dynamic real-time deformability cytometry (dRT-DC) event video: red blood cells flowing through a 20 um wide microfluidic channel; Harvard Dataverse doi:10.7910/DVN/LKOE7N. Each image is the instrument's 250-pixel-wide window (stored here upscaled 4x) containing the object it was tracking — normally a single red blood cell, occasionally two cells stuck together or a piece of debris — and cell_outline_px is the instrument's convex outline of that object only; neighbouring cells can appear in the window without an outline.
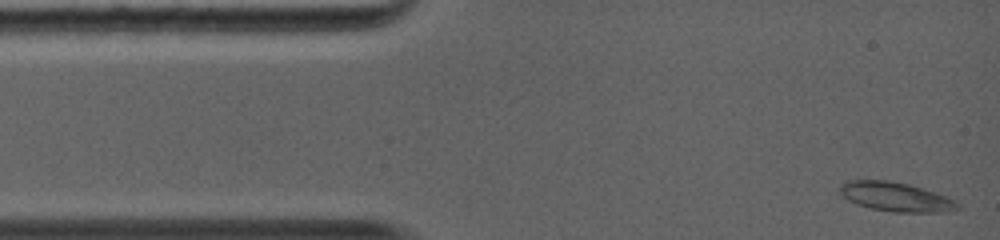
{"species": "common noctule bat (a hibernating species)", "species_latin": "Nyctalus noctula", "temperature_condition": "warm", "stored_images_in_passage": 55, "camera_frame_rate_fps": 5000, "um_per_image_px": 0.085, "animal": {"sex": "female", "body_mass_g": 19.0, "forearm_length_mm": 56.7}, "frame": {"image": 1, "passage_image": 1, "time_ms": 0.0, "image_size_px": [1000, 240], "cell_outline_px": [[960, 208], [944, 212], [892, 212], [872, 208], [856, 204], [848, 200], [840, 192], [840, 184], [848, 180], [888, 180], [908, 184], [944, 196], [960, 204]], "centroid_in_image_um": [76.1, 16.73], "position_along_channel_um": 8.9, "area_um2": 19.71}}
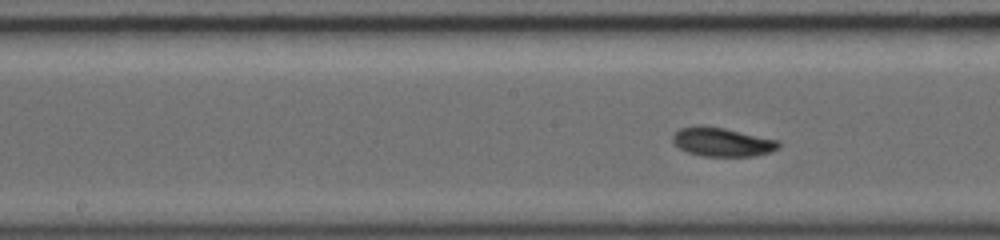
{"frame": {"image": 2, "passage_image": 26, "time_ms": 5.6, "image_size_px": [1000, 240], "cell_outline_px": [[780, 144], [776, 148], [768, 152], [756, 156], [700, 156], [688, 152], [680, 148], [672, 140], [672, 136], [680, 128], [696, 124], [700, 124], [724, 128], [780, 140]], "centroid_in_image_um": [61.36, 12.05], "position_along_channel_um": 186.8, "area_um2": 17.86}}
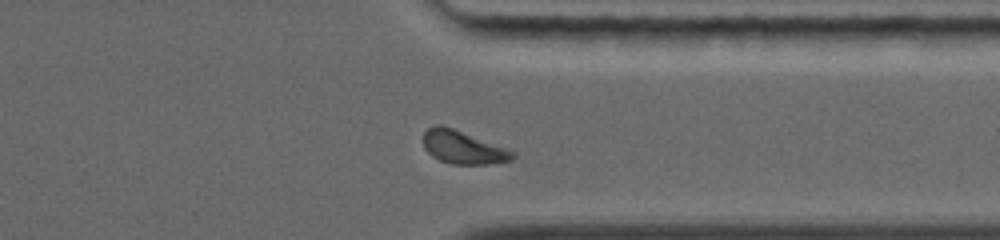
{"frame": {"image": 3, "passage_image": 47, "time_ms": 9.8, "image_size_px": [1000, 240], "cell_outline_px": [[516, 156], [512, 160], [488, 164], [452, 164], [440, 160], [432, 156], [424, 148], [424, 132], [428, 128], [436, 124], [440, 124], [452, 128], [508, 148], [516, 152]], "centroid_in_image_um": [39.38, 12.52], "position_along_channel_um": 372.0, "area_um2": 17.22}, "authors_computed_cell_mechanics": {"area_um2": 17.3978, "velocity_mm_per_s": 4.4097, "shape_relaxation_time_tau1_ms": null, "shape_relaxation_time_tau2_ms": 4.429, "deformation_change_tau1": null, "deformation_change_tau2": 0.1027}}